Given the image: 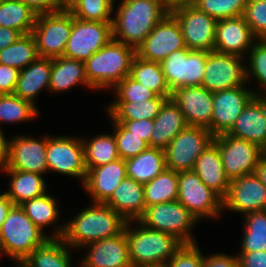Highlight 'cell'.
Returning a JSON list of instances; mask_svg holds the SVG:
<instances>
[{
    "label": "cell",
    "mask_w": 266,
    "mask_h": 267,
    "mask_svg": "<svg viewBox=\"0 0 266 267\" xmlns=\"http://www.w3.org/2000/svg\"><path fill=\"white\" fill-rule=\"evenodd\" d=\"M265 205L266 187L255 173L230 181L228 194L223 199V210L246 215L263 211Z\"/></svg>",
    "instance_id": "20"
},
{
    "label": "cell",
    "mask_w": 266,
    "mask_h": 267,
    "mask_svg": "<svg viewBox=\"0 0 266 267\" xmlns=\"http://www.w3.org/2000/svg\"><path fill=\"white\" fill-rule=\"evenodd\" d=\"M130 76L157 96L171 97L172 92L165 80L160 63L135 56L132 61Z\"/></svg>",
    "instance_id": "34"
},
{
    "label": "cell",
    "mask_w": 266,
    "mask_h": 267,
    "mask_svg": "<svg viewBox=\"0 0 266 267\" xmlns=\"http://www.w3.org/2000/svg\"><path fill=\"white\" fill-rule=\"evenodd\" d=\"M256 176L260 179L261 183L266 187V157L264 156L258 163L256 170Z\"/></svg>",
    "instance_id": "58"
},
{
    "label": "cell",
    "mask_w": 266,
    "mask_h": 267,
    "mask_svg": "<svg viewBox=\"0 0 266 267\" xmlns=\"http://www.w3.org/2000/svg\"><path fill=\"white\" fill-rule=\"evenodd\" d=\"M213 141L207 128L187 125L164 149L166 167L176 172L193 170L197 158Z\"/></svg>",
    "instance_id": "8"
},
{
    "label": "cell",
    "mask_w": 266,
    "mask_h": 267,
    "mask_svg": "<svg viewBox=\"0 0 266 267\" xmlns=\"http://www.w3.org/2000/svg\"><path fill=\"white\" fill-rule=\"evenodd\" d=\"M115 122L121 123L127 130L132 134L140 137L146 141L150 147V136L153 129V120L142 119V120H114Z\"/></svg>",
    "instance_id": "49"
},
{
    "label": "cell",
    "mask_w": 266,
    "mask_h": 267,
    "mask_svg": "<svg viewBox=\"0 0 266 267\" xmlns=\"http://www.w3.org/2000/svg\"><path fill=\"white\" fill-rule=\"evenodd\" d=\"M127 177L145 184L150 182L166 167L165 152L159 148L149 147L133 158L125 160Z\"/></svg>",
    "instance_id": "31"
},
{
    "label": "cell",
    "mask_w": 266,
    "mask_h": 267,
    "mask_svg": "<svg viewBox=\"0 0 266 267\" xmlns=\"http://www.w3.org/2000/svg\"><path fill=\"white\" fill-rule=\"evenodd\" d=\"M22 34L17 31L6 27H0V50L12 45L16 42Z\"/></svg>",
    "instance_id": "54"
},
{
    "label": "cell",
    "mask_w": 266,
    "mask_h": 267,
    "mask_svg": "<svg viewBox=\"0 0 266 267\" xmlns=\"http://www.w3.org/2000/svg\"><path fill=\"white\" fill-rule=\"evenodd\" d=\"M214 141L219 146L225 175L230 181L254 174L265 154L260 146L227 133L214 136Z\"/></svg>",
    "instance_id": "9"
},
{
    "label": "cell",
    "mask_w": 266,
    "mask_h": 267,
    "mask_svg": "<svg viewBox=\"0 0 266 267\" xmlns=\"http://www.w3.org/2000/svg\"><path fill=\"white\" fill-rule=\"evenodd\" d=\"M136 49L113 38L86 62L88 83L95 89H112L130 75Z\"/></svg>",
    "instance_id": "4"
},
{
    "label": "cell",
    "mask_w": 266,
    "mask_h": 267,
    "mask_svg": "<svg viewBox=\"0 0 266 267\" xmlns=\"http://www.w3.org/2000/svg\"><path fill=\"white\" fill-rule=\"evenodd\" d=\"M247 0H194L193 5L216 20L243 16Z\"/></svg>",
    "instance_id": "43"
},
{
    "label": "cell",
    "mask_w": 266,
    "mask_h": 267,
    "mask_svg": "<svg viewBox=\"0 0 266 267\" xmlns=\"http://www.w3.org/2000/svg\"><path fill=\"white\" fill-rule=\"evenodd\" d=\"M105 204L126 221H138L146 209L144 184L125 177Z\"/></svg>",
    "instance_id": "25"
},
{
    "label": "cell",
    "mask_w": 266,
    "mask_h": 267,
    "mask_svg": "<svg viewBox=\"0 0 266 267\" xmlns=\"http://www.w3.org/2000/svg\"><path fill=\"white\" fill-rule=\"evenodd\" d=\"M70 247L63 238H48L24 261L29 267H72Z\"/></svg>",
    "instance_id": "32"
},
{
    "label": "cell",
    "mask_w": 266,
    "mask_h": 267,
    "mask_svg": "<svg viewBox=\"0 0 266 267\" xmlns=\"http://www.w3.org/2000/svg\"><path fill=\"white\" fill-rule=\"evenodd\" d=\"M145 205L150 207L178 199V172L166 168L144 184Z\"/></svg>",
    "instance_id": "36"
},
{
    "label": "cell",
    "mask_w": 266,
    "mask_h": 267,
    "mask_svg": "<svg viewBox=\"0 0 266 267\" xmlns=\"http://www.w3.org/2000/svg\"><path fill=\"white\" fill-rule=\"evenodd\" d=\"M138 221L146 228L175 236L183 244L197 243L191 230L198 220L178 200L146 207Z\"/></svg>",
    "instance_id": "6"
},
{
    "label": "cell",
    "mask_w": 266,
    "mask_h": 267,
    "mask_svg": "<svg viewBox=\"0 0 266 267\" xmlns=\"http://www.w3.org/2000/svg\"><path fill=\"white\" fill-rule=\"evenodd\" d=\"M161 4L169 11L183 7L189 4H193L194 0H159Z\"/></svg>",
    "instance_id": "57"
},
{
    "label": "cell",
    "mask_w": 266,
    "mask_h": 267,
    "mask_svg": "<svg viewBox=\"0 0 266 267\" xmlns=\"http://www.w3.org/2000/svg\"><path fill=\"white\" fill-rule=\"evenodd\" d=\"M114 3L115 0H71L65 7L76 19L113 22Z\"/></svg>",
    "instance_id": "40"
},
{
    "label": "cell",
    "mask_w": 266,
    "mask_h": 267,
    "mask_svg": "<svg viewBox=\"0 0 266 267\" xmlns=\"http://www.w3.org/2000/svg\"><path fill=\"white\" fill-rule=\"evenodd\" d=\"M171 97L156 96L153 99L140 102H111L107 113L113 120H153L162 105Z\"/></svg>",
    "instance_id": "33"
},
{
    "label": "cell",
    "mask_w": 266,
    "mask_h": 267,
    "mask_svg": "<svg viewBox=\"0 0 266 267\" xmlns=\"http://www.w3.org/2000/svg\"><path fill=\"white\" fill-rule=\"evenodd\" d=\"M9 157V140L2 132V128H0V170L2 171L8 163Z\"/></svg>",
    "instance_id": "55"
},
{
    "label": "cell",
    "mask_w": 266,
    "mask_h": 267,
    "mask_svg": "<svg viewBox=\"0 0 266 267\" xmlns=\"http://www.w3.org/2000/svg\"><path fill=\"white\" fill-rule=\"evenodd\" d=\"M20 206L31 221L42 231L45 227L54 224L60 215L56 198L47 193L25 201Z\"/></svg>",
    "instance_id": "39"
},
{
    "label": "cell",
    "mask_w": 266,
    "mask_h": 267,
    "mask_svg": "<svg viewBox=\"0 0 266 267\" xmlns=\"http://www.w3.org/2000/svg\"><path fill=\"white\" fill-rule=\"evenodd\" d=\"M197 244H183L164 267H203V254Z\"/></svg>",
    "instance_id": "48"
},
{
    "label": "cell",
    "mask_w": 266,
    "mask_h": 267,
    "mask_svg": "<svg viewBox=\"0 0 266 267\" xmlns=\"http://www.w3.org/2000/svg\"><path fill=\"white\" fill-rule=\"evenodd\" d=\"M61 1L66 6L71 0H61Z\"/></svg>",
    "instance_id": "60"
},
{
    "label": "cell",
    "mask_w": 266,
    "mask_h": 267,
    "mask_svg": "<svg viewBox=\"0 0 266 267\" xmlns=\"http://www.w3.org/2000/svg\"><path fill=\"white\" fill-rule=\"evenodd\" d=\"M124 230L132 267H164L183 245L175 236L146 228L139 221H127Z\"/></svg>",
    "instance_id": "3"
},
{
    "label": "cell",
    "mask_w": 266,
    "mask_h": 267,
    "mask_svg": "<svg viewBox=\"0 0 266 267\" xmlns=\"http://www.w3.org/2000/svg\"><path fill=\"white\" fill-rule=\"evenodd\" d=\"M125 177H127L126 162L119 158L108 164L90 168L83 190L90 194L93 203L105 204Z\"/></svg>",
    "instance_id": "24"
},
{
    "label": "cell",
    "mask_w": 266,
    "mask_h": 267,
    "mask_svg": "<svg viewBox=\"0 0 266 267\" xmlns=\"http://www.w3.org/2000/svg\"><path fill=\"white\" fill-rule=\"evenodd\" d=\"M126 222L110 206L92 202L73 219L57 226L50 238L62 237L70 248L78 250L97 240L117 236L124 230Z\"/></svg>",
    "instance_id": "1"
},
{
    "label": "cell",
    "mask_w": 266,
    "mask_h": 267,
    "mask_svg": "<svg viewBox=\"0 0 266 267\" xmlns=\"http://www.w3.org/2000/svg\"><path fill=\"white\" fill-rule=\"evenodd\" d=\"M114 136L117 142V151L121 159L127 160L136 157L149 148V144L140 137L132 134L121 123L115 122L112 118Z\"/></svg>",
    "instance_id": "44"
},
{
    "label": "cell",
    "mask_w": 266,
    "mask_h": 267,
    "mask_svg": "<svg viewBox=\"0 0 266 267\" xmlns=\"http://www.w3.org/2000/svg\"><path fill=\"white\" fill-rule=\"evenodd\" d=\"M249 61L246 66V80L255 78L260 87L263 88L261 96H266V39L255 41L248 52ZM265 91V93H264Z\"/></svg>",
    "instance_id": "45"
},
{
    "label": "cell",
    "mask_w": 266,
    "mask_h": 267,
    "mask_svg": "<svg viewBox=\"0 0 266 267\" xmlns=\"http://www.w3.org/2000/svg\"><path fill=\"white\" fill-rule=\"evenodd\" d=\"M198 221L218 218L223 211V199L208 188L193 171L178 172V199Z\"/></svg>",
    "instance_id": "11"
},
{
    "label": "cell",
    "mask_w": 266,
    "mask_h": 267,
    "mask_svg": "<svg viewBox=\"0 0 266 267\" xmlns=\"http://www.w3.org/2000/svg\"><path fill=\"white\" fill-rule=\"evenodd\" d=\"M28 6L37 16L62 10L65 5L61 0H16Z\"/></svg>",
    "instance_id": "50"
},
{
    "label": "cell",
    "mask_w": 266,
    "mask_h": 267,
    "mask_svg": "<svg viewBox=\"0 0 266 267\" xmlns=\"http://www.w3.org/2000/svg\"><path fill=\"white\" fill-rule=\"evenodd\" d=\"M255 96H261V92L246 86L213 92L211 133L214 136L227 133Z\"/></svg>",
    "instance_id": "17"
},
{
    "label": "cell",
    "mask_w": 266,
    "mask_h": 267,
    "mask_svg": "<svg viewBox=\"0 0 266 267\" xmlns=\"http://www.w3.org/2000/svg\"><path fill=\"white\" fill-rule=\"evenodd\" d=\"M185 47L181 27L169 12L136 48V56L161 63L170 53Z\"/></svg>",
    "instance_id": "16"
},
{
    "label": "cell",
    "mask_w": 266,
    "mask_h": 267,
    "mask_svg": "<svg viewBox=\"0 0 266 267\" xmlns=\"http://www.w3.org/2000/svg\"><path fill=\"white\" fill-rule=\"evenodd\" d=\"M48 238L20 205H13L0 230V256L5 253L15 262L24 261Z\"/></svg>",
    "instance_id": "5"
},
{
    "label": "cell",
    "mask_w": 266,
    "mask_h": 267,
    "mask_svg": "<svg viewBox=\"0 0 266 267\" xmlns=\"http://www.w3.org/2000/svg\"><path fill=\"white\" fill-rule=\"evenodd\" d=\"M115 100L113 102H140L155 98L157 95L135 81L130 75L121 80L114 88Z\"/></svg>",
    "instance_id": "46"
},
{
    "label": "cell",
    "mask_w": 266,
    "mask_h": 267,
    "mask_svg": "<svg viewBox=\"0 0 266 267\" xmlns=\"http://www.w3.org/2000/svg\"><path fill=\"white\" fill-rule=\"evenodd\" d=\"M80 138L47 135L46 159L49 172L75 177L84 184L87 168L84 145Z\"/></svg>",
    "instance_id": "10"
},
{
    "label": "cell",
    "mask_w": 266,
    "mask_h": 267,
    "mask_svg": "<svg viewBox=\"0 0 266 267\" xmlns=\"http://www.w3.org/2000/svg\"><path fill=\"white\" fill-rule=\"evenodd\" d=\"M193 171L201 181L222 199L229 190L230 180L226 177L218 144L213 141L197 158Z\"/></svg>",
    "instance_id": "26"
},
{
    "label": "cell",
    "mask_w": 266,
    "mask_h": 267,
    "mask_svg": "<svg viewBox=\"0 0 266 267\" xmlns=\"http://www.w3.org/2000/svg\"><path fill=\"white\" fill-rule=\"evenodd\" d=\"M85 165L87 171L93 167H99L118 160L117 142L112 134H100L91 138L83 139Z\"/></svg>",
    "instance_id": "35"
},
{
    "label": "cell",
    "mask_w": 266,
    "mask_h": 267,
    "mask_svg": "<svg viewBox=\"0 0 266 267\" xmlns=\"http://www.w3.org/2000/svg\"><path fill=\"white\" fill-rule=\"evenodd\" d=\"M245 58L217 51L208 52L201 86L210 92L246 86Z\"/></svg>",
    "instance_id": "15"
},
{
    "label": "cell",
    "mask_w": 266,
    "mask_h": 267,
    "mask_svg": "<svg viewBox=\"0 0 266 267\" xmlns=\"http://www.w3.org/2000/svg\"><path fill=\"white\" fill-rule=\"evenodd\" d=\"M78 84L93 89L88 83L84 62L64 56L51 59L50 92L59 94Z\"/></svg>",
    "instance_id": "29"
},
{
    "label": "cell",
    "mask_w": 266,
    "mask_h": 267,
    "mask_svg": "<svg viewBox=\"0 0 266 267\" xmlns=\"http://www.w3.org/2000/svg\"><path fill=\"white\" fill-rule=\"evenodd\" d=\"M171 99L181 109L187 125L204 127L211 132L213 92L202 86H185L173 91Z\"/></svg>",
    "instance_id": "19"
},
{
    "label": "cell",
    "mask_w": 266,
    "mask_h": 267,
    "mask_svg": "<svg viewBox=\"0 0 266 267\" xmlns=\"http://www.w3.org/2000/svg\"><path fill=\"white\" fill-rule=\"evenodd\" d=\"M203 267H240L238 256H231L226 254H210V256L203 255Z\"/></svg>",
    "instance_id": "52"
},
{
    "label": "cell",
    "mask_w": 266,
    "mask_h": 267,
    "mask_svg": "<svg viewBox=\"0 0 266 267\" xmlns=\"http://www.w3.org/2000/svg\"><path fill=\"white\" fill-rule=\"evenodd\" d=\"M51 76V58L38 57L26 68L19 70L14 94L36 106V97L44 89L49 91Z\"/></svg>",
    "instance_id": "28"
},
{
    "label": "cell",
    "mask_w": 266,
    "mask_h": 267,
    "mask_svg": "<svg viewBox=\"0 0 266 267\" xmlns=\"http://www.w3.org/2000/svg\"><path fill=\"white\" fill-rule=\"evenodd\" d=\"M47 135L41 140L19 134L9 140V157L3 170L37 173L48 172L46 159Z\"/></svg>",
    "instance_id": "18"
},
{
    "label": "cell",
    "mask_w": 266,
    "mask_h": 267,
    "mask_svg": "<svg viewBox=\"0 0 266 267\" xmlns=\"http://www.w3.org/2000/svg\"><path fill=\"white\" fill-rule=\"evenodd\" d=\"M13 205V202L7 196V193L5 191L2 194L0 193V230L9 210Z\"/></svg>",
    "instance_id": "56"
},
{
    "label": "cell",
    "mask_w": 266,
    "mask_h": 267,
    "mask_svg": "<svg viewBox=\"0 0 266 267\" xmlns=\"http://www.w3.org/2000/svg\"><path fill=\"white\" fill-rule=\"evenodd\" d=\"M73 27V15L64 7L54 13L36 16L32 35L40 57L58 58L63 56Z\"/></svg>",
    "instance_id": "7"
},
{
    "label": "cell",
    "mask_w": 266,
    "mask_h": 267,
    "mask_svg": "<svg viewBox=\"0 0 266 267\" xmlns=\"http://www.w3.org/2000/svg\"><path fill=\"white\" fill-rule=\"evenodd\" d=\"M208 52L187 47L170 53L160 64L171 92L185 86H201Z\"/></svg>",
    "instance_id": "12"
},
{
    "label": "cell",
    "mask_w": 266,
    "mask_h": 267,
    "mask_svg": "<svg viewBox=\"0 0 266 267\" xmlns=\"http://www.w3.org/2000/svg\"><path fill=\"white\" fill-rule=\"evenodd\" d=\"M245 224L241 252L266 251V213L251 212L244 215Z\"/></svg>",
    "instance_id": "41"
},
{
    "label": "cell",
    "mask_w": 266,
    "mask_h": 267,
    "mask_svg": "<svg viewBox=\"0 0 266 267\" xmlns=\"http://www.w3.org/2000/svg\"><path fill=\"white\" fill-rule=\"evenodd\" d=\"M38 113L37 107L28 100L17 97L15 94H0V124L23 123L36 118Z\"/></svg>",
    "instance_id": "42"
},
{
    "label": "cell",
    "mask_w": 266,
    "mask_h": 267,
    "mask_svg": "<svg viewBox=\"0 0 266 267\" xmlns=\"http://www.w3.org/2000/svg\"><path fill=\"white\" fill-rule=\"evenodd\" d=\"M227 134L266 149V96H255Z\"/></svg>",
    "instance_id": "23"
},
{
    "label": "cell",
    "mask_w": 266,
    "mask_h": 267,
    "mask_svg": "<svg viewBox=\"0 0 266 267\" xmlns=\"http://www.w3.org/2000/svg\"><path fill=\"white\" fill-rule=\"evenodd\" d=\"M18 75L17 68L0 64V94H14Z\"/></svg>",
    "instance_id": "51"
},
{
    "label": "cell",
    "mask_w": 266,
    "mask_h": 267,
    "mask_svg": "<svg viewBox=\"0 0 266 267\" xmlns=\"http://www.w3.org/2000/svg\"><path fill=\"white\" fill-rule=\"evenodd\" d=\"M39 57L36 41L32 34L22 35L16 42L0 50V64L18 70L26 68Z\"/></svg>",
    "instance_id": "38"
},
{
    "label": "cell",
    "mask_w": 266,
    "mask_h": 267,
    "mask_svg": "<svg viewBox=\"0 0 266 267\" xmlns=\"http://www.w3.org/2000/svg\"><path fill=\"white\" fill-rule=\"evenodd\" d=\"M255 41L243 16L217 20L214 51L244 58Z\"/></svg>",
    "instance_id": "22"
},
{
    "label": "cell",
    "mask_w": 266,
    "mask_h": 267,
    "mask_svg": "<svg viewBox=\"0 0 266 267\" xmlns=\"http://www.w3.org/2000/svg\"><path fill=\"white\" fill-rule=\"evenodd\" d=\"M240 267H266V251L239 252Z\"/></svg>",
    "instance_id": "53"
},
{
    "label": "cell",
    "mask_w": 266,
    "mask_h": 267,
    "mask_svg": "<svg viewBox=\"0 0 266 267\" xmlns=\"http://www.w3.org/2000/svg\"><path fill=\"white\" fill-rule=\"evenodd\" d=\"M9 175V190L5 191L14 205L40 197L47 193L46 183L42 175L18 170H2Z\"/></svg>",
    "instance_id": "30"
},
{
    "label": "cell",
    "mask_w": 266,
    "mask_h": 267,
    "mask_svg": "<svg viewBox=\"0 0 266 267\" xmlns=\"http://www.w3.org/2000/svg\"><path fill=\"white\" fill-rule=\"evenodd\" d=\"M84 247L89 251L82 258L80 267H132L125 230L117 236L97 240Z\"/></svg>",
    "instance_id": "21"
},
{
    "label": "cell",
    "mask_w": 266,
    "mask_h": 267,
    "mask_svg": "<svg viewBox=\"0 0 266 267\" xmlns=\"http://www.w3.org/2000/svg\"><path fill=\"white\" fill-rule=\"evenodd\" d=\"M178 21L185 46L190 50L214 51L217 20L193 4L170 12Z\"/></svg>",
    "instance_id": "14"
},
{
    "label": "cell",
    "mask_w": 266,
    "mask_h": 267,
    "mask_svg": "<svg viewBox=\"0 0 266 267\" xmlns=\"http://www.w3.org/2000/svg\"><path fill=\"white\" fill-rule=\"evenodd\" d=\"M186 126L181 109L171 98L167 99L153 119L150 147L164 150Z\"/></svg>",
    "instance_id": "27"
},
{
    "label": "cell",
    "mask_w": 266,
    "mask_h": 267,
    "mask_svg": "<svg viewBox=\"0 0 266 267\" xmlns=\"http://www.w3.org/2000/svg\"><path fill=\"white\" fill-rule=\"evenodd\" d=\"M16 263L18 265L17 266L15 265V267H29V265L25 261H16Z\"/></svg>",
    "instance_id": "59"
},
{
    "label": "cell",
    "mask_w": 266,
    "mask_h": 267,
    "mask_svg": "<svg viewBox=\"0 0 266 267\" xmlns=\"http://www.w3.org/2000/svg\"><path fill=\"white\" fill-rule=\"evenodd\" d=\"M245 22L249 25L257 40L266 39V0H247L243 13Z\"/></svg>",
    "instance_id": "47"
},
{
    "label": "cell",
    "mask_w": 266,
    "mask_h": 267,
    "mask_svg": "<svg viewBox=\"0 0 266 267\" xmlns=\"http://www.w3.org/2000/svg\"><path fill=\"white\" fill-rule=\"evenodd\" d=\"M112 38V22L85 21L73 17V27L63 56L85 63Z\"/></svg>",
    "instance_id": "13"
},
{
    "label": "cell",
    "mask_w": 266,
    "mask_h": 267,
    "mask_svg": "<svg viewBox=\"0 0 266 267\" xmlns=\"http://www.w3.org/2000/svg\"><path fill=\"white\" fill-rule=\"evenodd\" d=\"M113 17V39L137 48L169 13L159 0H122Z\"/></svg>",
    "instance_id": "2"
},
{
    "label": "cell",
    "mask_w": 266,
    "mask_h": 267,
    "mask_svg": "<svg viewBox=\"0 0 266 267\" xmlns=\"http://www.w3.org/2000/svg\"><path fill=\"white\" fill-rule=\"evenodd\" d=\"M36 15L25 4L16 0H1L0 27L19 31L22 35L32 33Z\"/></svg>",
    "instance_id": "37"
}]
</instances>
